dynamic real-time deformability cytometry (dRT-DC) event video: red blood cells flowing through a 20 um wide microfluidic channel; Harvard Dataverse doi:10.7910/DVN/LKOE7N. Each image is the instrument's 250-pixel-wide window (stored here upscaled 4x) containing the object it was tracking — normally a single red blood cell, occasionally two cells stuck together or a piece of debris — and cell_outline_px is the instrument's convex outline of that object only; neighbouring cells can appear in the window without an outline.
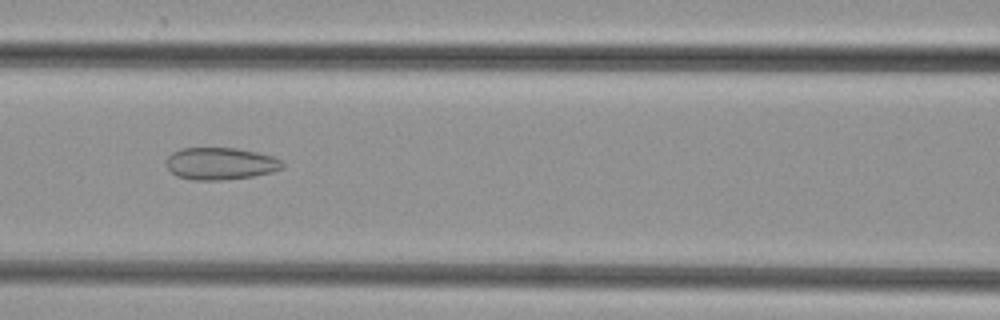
{"species": "common noctule bat (a hibernating species)", "species_latin": "Nyctalus noctula", "temperature_condition": "cold", "stored_images_in_passage": 48, "camera_frame_rate_fps": 3000, "um_per_image_px": 0.085, "animal": {"sex": "female", "body_mass_g": 29.2, "forearm_length_mm": 56.3}, "frame": {"image": 1, "passage_image": 21, "time_ms": 6.667, "image_size_px": [1000, 320], "cell_outline_px": [[284, 168], [272, 172], [252, 176], [220, 180], [192, 180], [176, 176], [164, 164], [164, 160], [172, 152], [184, 148], [236, 148], [256, 152], [272, 156], [280, 160], [284, 164]], "centroid_in_image_um": [18.7, 13.91], "position_along_channel_um": 147.9, "area_um2": 21.85}}
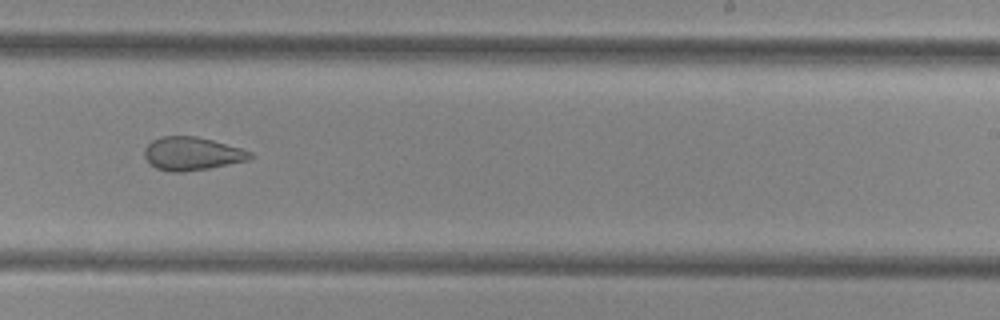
{"frame": {"image": 2, "passage_image": 30, "time_ms": 9.667, "image_size_px": [1000, 320], "cell_outline_px": [[256, 156], [248, 160], [208, 168], [184, 172], [172, 172], [156, 168], [144, 156], [144, 148], [152, 140], [160, 136], [196, 136], [212, 140], [240, 148], [252, 152]], "centroid_in_image_um": [16.32, 13.05], "position_along_channel_um": 272.7, "area_um2": 20.4}}
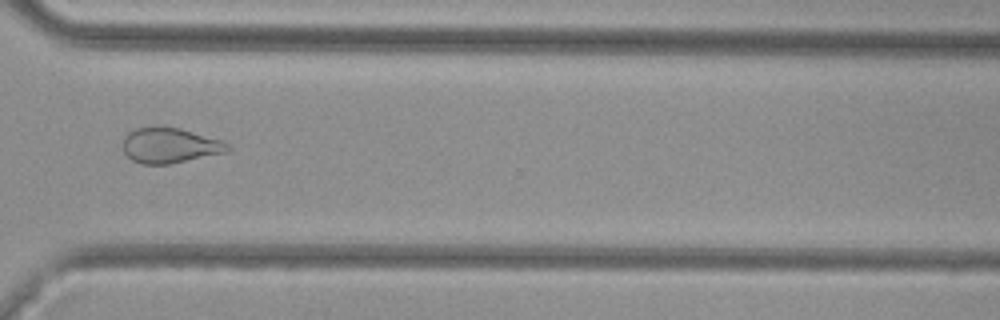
{"frame": {"image": 3, "passage_image": 36, "time_ms": 11.667, "image_size_px": [1000, 320], "cell_outline_px": [[232, 148], [228, 152], [168, 164], [140, 164], [132, 160], [124, 152], [124, 136], [128, 132], [136, 128], [180, 128], [224, 140]], "centroid_in_image_um": [14.48, 12.38], "position_along_channel_um": 356.1, "area_um2": 21.39}}